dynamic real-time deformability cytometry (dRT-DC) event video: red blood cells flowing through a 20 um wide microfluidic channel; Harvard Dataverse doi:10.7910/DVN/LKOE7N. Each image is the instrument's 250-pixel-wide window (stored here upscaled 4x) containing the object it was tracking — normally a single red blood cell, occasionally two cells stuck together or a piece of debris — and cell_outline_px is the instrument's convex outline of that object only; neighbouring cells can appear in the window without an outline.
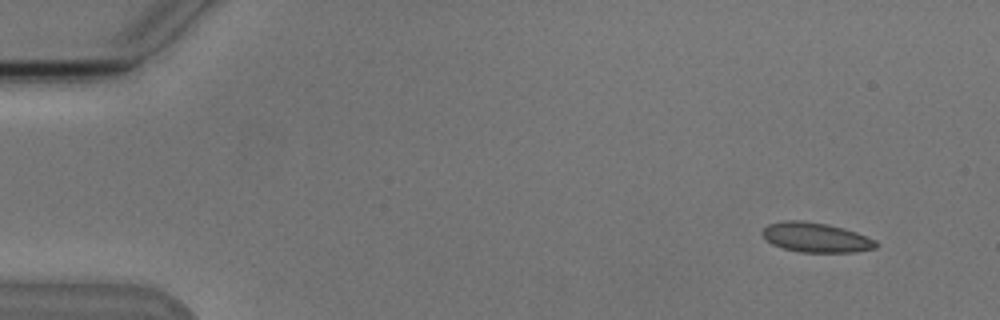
{"species": "Egyptian fruit bat (a non-hibernating species)", "species_latin": "Rousettus aegyptiacus", "temperature_condition": "cold", "stored_images_in_passage": 10, "camera_frame_rate_fps": 3000, "um_per_image_px": 0.085, "animal": {"sex": "male"}, "frame": {"image": 1, "passage_image": 2, "time_ms": 1.333, "image_size_px": [1000, 320], "cell_outline_px": [[880, 244], [876, 248], [856, 252], [800, 252], [784, 248], [772, 244], [760, 232], [768, 224], [784, 220], [804, 220], [828, 224], [856, 232], [876, 240]], "centroid_in_image_um": [69.37, 20.18], "position_along_channel_um": 15.6, "area_um2": 19.71}}
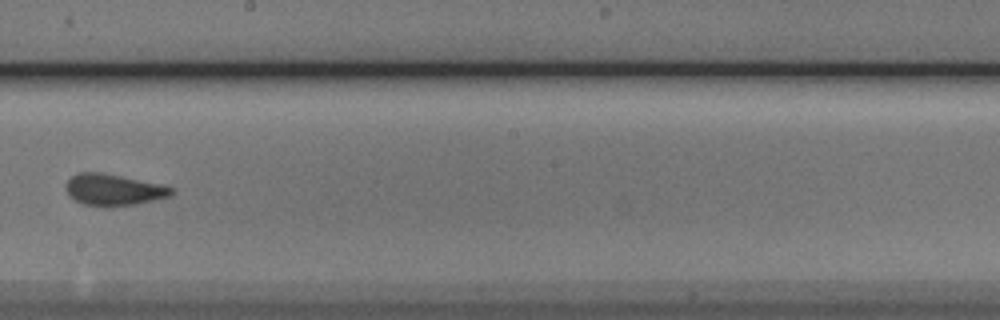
{"frame": {"image": 2, "passage_image": 9, "time_ms": 10.333, "image_size_px": [1000, 320], "cell_outline_px": [[176, 192], [172, 196], [136, 204], [112, 208], [84, 204], [76, 200], [68, 192], [68, 180], [76, 172], [104, 172], [160, 184], [172, 188]], "centroid_in_image_um": [9.71, 16.14], "position_along_channel_um": 238.5, "area_um2": 19.42}}
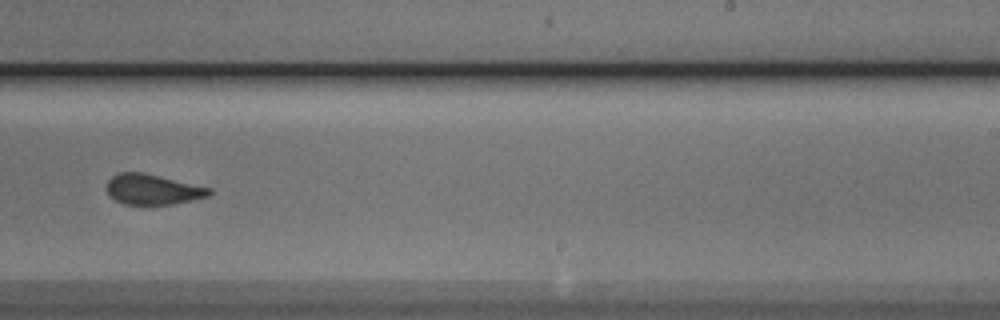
{"frame": {"image": 3, "passage_image": 10, "time_ms": 11.333, "image_size_px": [1000, 320], "cell_outline_px": [[212, 192], [208, 196], [172, 204], [124, 204], [108, 196], [108, 180], [112, 176], [120, 172], [140, 172], [160, 176], [212, 188]], "centroid_in_image_um": [12.98, 16.09], "position_along_channel_um": 276.0, "area_um2": 17.92}}